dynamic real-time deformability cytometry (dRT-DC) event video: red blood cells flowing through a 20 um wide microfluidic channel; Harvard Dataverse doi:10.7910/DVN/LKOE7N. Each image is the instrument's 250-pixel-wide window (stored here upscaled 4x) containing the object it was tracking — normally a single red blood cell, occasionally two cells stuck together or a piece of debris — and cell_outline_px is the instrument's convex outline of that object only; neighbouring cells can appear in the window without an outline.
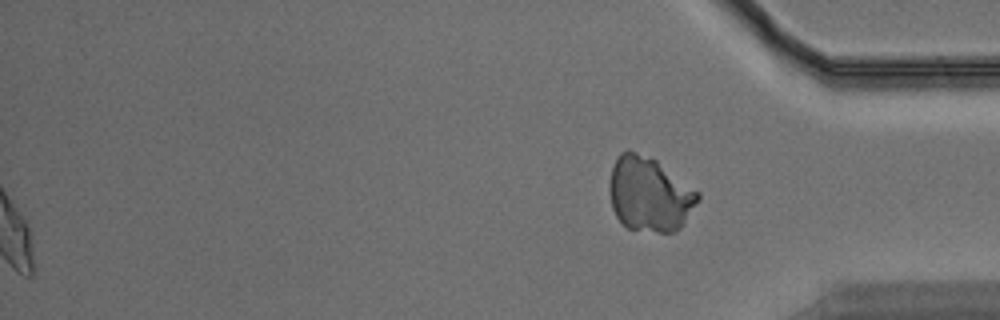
{"species": "Egyptian fruit bat (a non-hibernating species)", "species_latin": "Rousettus aegyptiacus", "temperature_condition": "warm", "stored_images_in_passage": 44, "segment_of_instrument_passage": [2, 2], "camera_frame_rate_fps": 3000, "um_per_image_px": 0.085, "animal": {"sex": "male"}, "frame": {"image": 1, "passage_image": 44, "time_ms": 14.333, "image_size_px": [1000, 320], "cell_outline_px": [[700, 200], [680, 228], [676, 232], [656, 232], [628, 228], [616, 216], [612, 208], [608, 192], [608, 184], [612, 168], [620, 152], [628, 148], [656, 160], [700, 192]], "centroid_in_image_um": [55.2, 16.5], "position_along_channel_um": 380.0, "area_um2": 38.67}}